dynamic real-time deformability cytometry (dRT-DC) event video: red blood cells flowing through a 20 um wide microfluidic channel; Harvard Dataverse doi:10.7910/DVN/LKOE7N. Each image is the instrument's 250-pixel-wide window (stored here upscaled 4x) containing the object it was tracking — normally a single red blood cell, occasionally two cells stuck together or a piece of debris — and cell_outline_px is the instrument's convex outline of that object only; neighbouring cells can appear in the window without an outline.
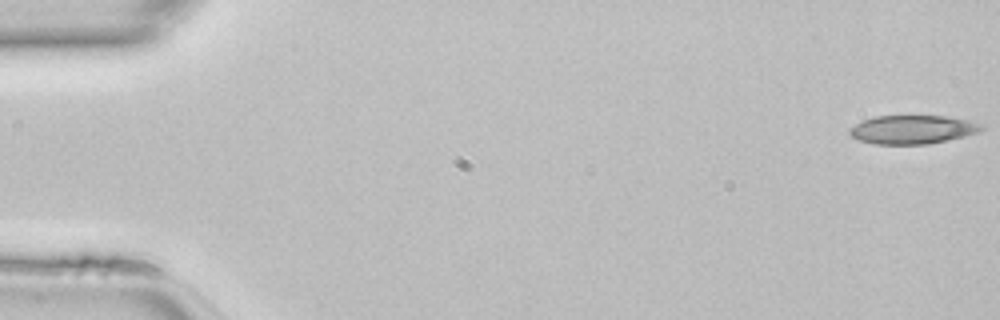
{"species": "common noctule bat (a hibernating species)", "species_latin": "Nyctalus noctula", "temperature_condition": "room temperature", "stored_images_in_passage": 47, "camera_frame_rate_fps": 3000, "um_per_image_px": 0.085, "animal": {"sex": "female", "body_mass_g": 22.7, "forearm_length_mm": 54.2}, "frame": {"image": 1, "passage_image": 1, "time_ms": 0.0, "image_size_px": [1000, 320], "cell_outline_px": [[984, 128], [980, 132], [964, 136], [928, 144], [872, 144], [860, 140], [852, 136], [848, 132], [848, 128], [864, 120], [876, 116], [944, 116], [968, 120], [984, 124]], "centroid_in_image_um": [77.58, 11.01], "position_along_channel_um": 7.4, "area_um2": 21.96}}
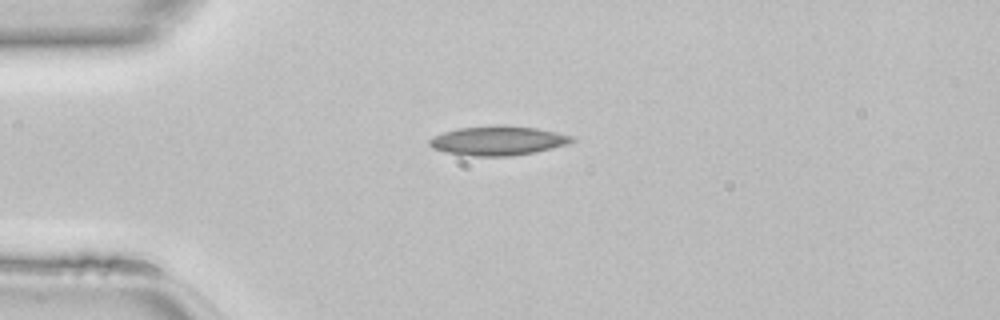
{"frame": {"image": 2, "passage_image": 12, "time_ms": 3.667, "image_size_px": [1000, 320], "cell_outline_px": [[576, 140], [568, 144], [536, 152], [512, 156], [472, 156], [444, 152], [432, 148], [428, 144], [428, 140], [444, 132], [460, 128], [536, 128], [556, 132], [572, 136]], "centroid_in_image_um": [42.33, 12.01], "position_along_channel_um": 42.7, "area_um2": 23.29}}
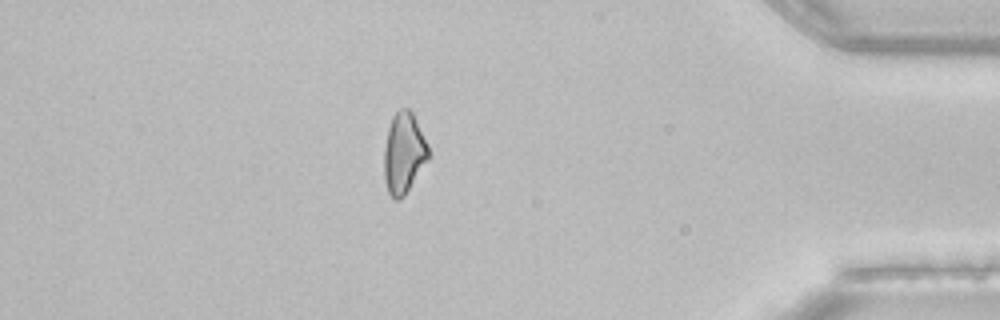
{"frame": {"image": 3, "passage_image": 41, "time_ms": 13.333, "image_size_px": [1000, 320], "cell_outline_px": [[428, 160], [404, 196], [396, 200], [388, 192], [384, 176], [384, 148], [388, 128], [392, 116], [400, 108], [408, 108], [412, 112], [428, 144]], "centroid_in_image_um": [34.31, 12.99], "position_along_channel_um": 400.9, "area_um2": 20.75}}